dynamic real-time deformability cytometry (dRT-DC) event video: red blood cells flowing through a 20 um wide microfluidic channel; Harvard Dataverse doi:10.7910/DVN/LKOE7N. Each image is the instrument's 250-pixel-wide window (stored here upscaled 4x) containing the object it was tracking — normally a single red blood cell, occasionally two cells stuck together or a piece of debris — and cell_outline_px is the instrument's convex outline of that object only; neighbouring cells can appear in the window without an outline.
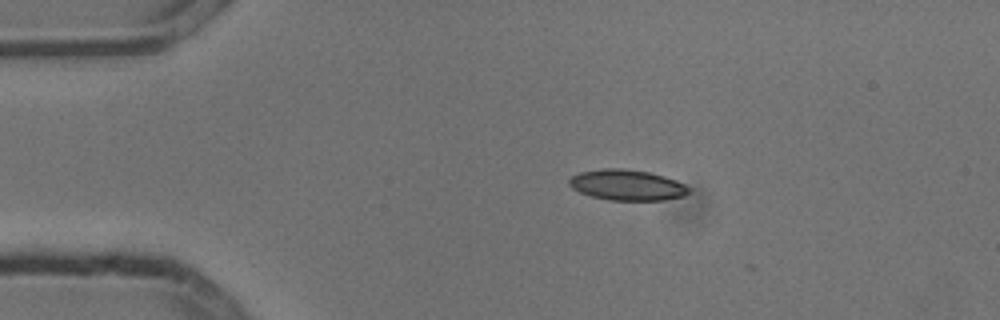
{"species": "common noctule bat (a hibernating species)", "species_latin": "Nyctalus noctula", "temperature_condition": "cold", "stored_images_in_passage": 2, "camera_frame_rate_fps": 3000, "um_per_image_px": 0.085, "animal": {"sex": "male", "body_mass_g": 13.3}, "frame": {"image": 1, "passage_image": 1, "time_ms": 0.0, "image_size_px": [1000, 320], "cell_outline_px": [[688, 192], [684, 196], [664, 200], [608, 200], [592, 196], [580, 192], [572, 188], [568, 184], [568, 180], [572, 176], [580, 172], [604, 168], [620, 168], [648, 172], [664, 176], [676, 180], [684, 184], [688, 188]], "centroid_in_image_um": [53.28, 15.73], "position_along_channel_um": 31.7, "area_um2": 21.27}}